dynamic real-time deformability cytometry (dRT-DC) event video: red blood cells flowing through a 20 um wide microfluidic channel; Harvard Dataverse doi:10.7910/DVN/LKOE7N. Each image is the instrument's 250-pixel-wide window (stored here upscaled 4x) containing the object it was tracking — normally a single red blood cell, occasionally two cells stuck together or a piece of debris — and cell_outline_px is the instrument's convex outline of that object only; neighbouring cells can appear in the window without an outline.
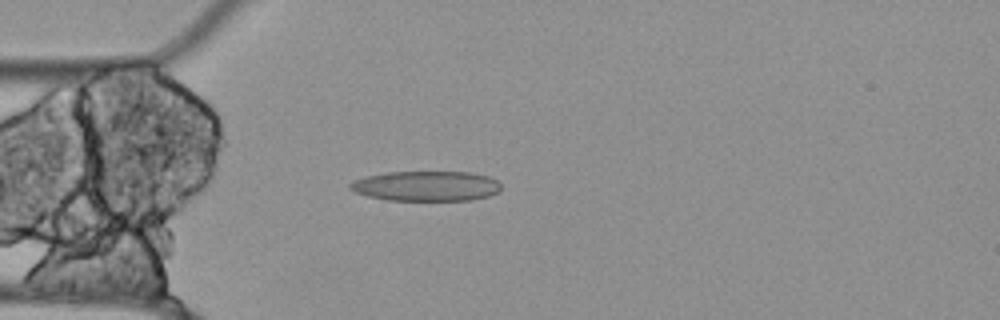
{"species": "Egyptian fruit bat (a non-hibernating species)", "species_latin": "Rousettus aegyptiacus", "temperature_condition": "cold", "stored_images_in_passage": 56, "camera_frame_rate_fps": 3000, "um_per_image_px": 0.085, "animal": {"sex": "female"}, "frame": {"image": 1, "passage_image": 15, "time_ms": 4.667, "image_size_px": [1000, 320], "cell_outline_px": [[500, 188], [496, 192], [488, 196], [472, 200], [388, 200], [368, 196], [356, 192], [348, 188], [348, 184], [352, 180], [364, 176], [388, 172], [468, 172], [488, 176], [496, 180], [500, 184]], "centroid_in_image_um": [36.18, 15.81], "position_along_channel_um": 48.8, "area_um2": 26.41}}
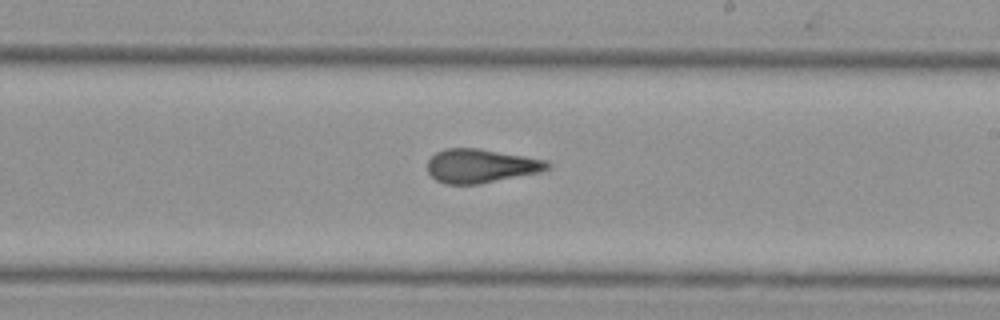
{"frame": {"image": 2, "passage_image": 32, "time_ms": 10.333, "image_size_px": [1000, 320], "cell_outline_px": [[552, 168], [540, 172], [480, 184], [444, 184], [436, 180], [428, 172], [428, 160], [436, 152], [444, 148], [480, 148], [548, 160], [552, 164]], "centroid_in_image_um": [40.91, 14.1], "position_along_channel_um": 248.1, "area_um2": 23.93}}
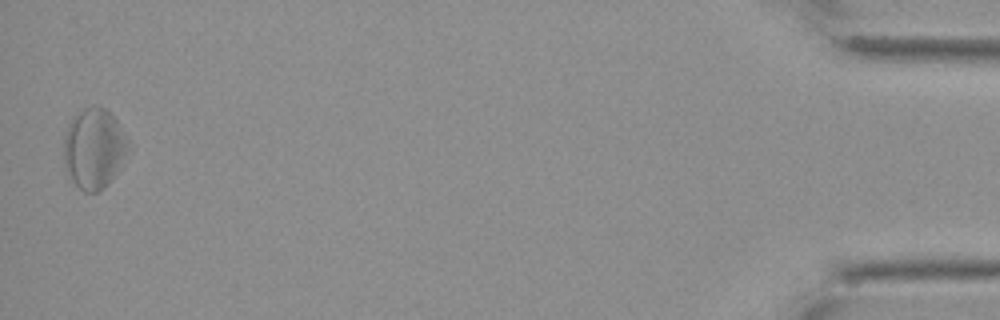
{"frame": {"image": 3, "passage_image": 55, "time_ms": 18.0, "image_size_px": [1000, 320], "cell_outline_px": [[124, 152], [120, 168], [104, 188], [96, 192], [84, 192], [72, 180], [64, 164], [64, 136], [68, 124], [72, 116], [84, 108], [96, 104], [104, 108], [116, 120], [124, 140]], "centroid_in_image_um": [7.9, 12.61], "position_along_channel_um": 427.3, "area_um2": 29.25}, "authors_computed_cell_mechanics": {"area_um2": 26.0389, "velocity_mm_per_s": 3.5146, "shape_relaxation_time_tau1_ms": null, "shape_relaxation_time_tau2_ms": 2.783, "deformation_change_tau1": null, "deformation_change_tau2": 0.1215}}